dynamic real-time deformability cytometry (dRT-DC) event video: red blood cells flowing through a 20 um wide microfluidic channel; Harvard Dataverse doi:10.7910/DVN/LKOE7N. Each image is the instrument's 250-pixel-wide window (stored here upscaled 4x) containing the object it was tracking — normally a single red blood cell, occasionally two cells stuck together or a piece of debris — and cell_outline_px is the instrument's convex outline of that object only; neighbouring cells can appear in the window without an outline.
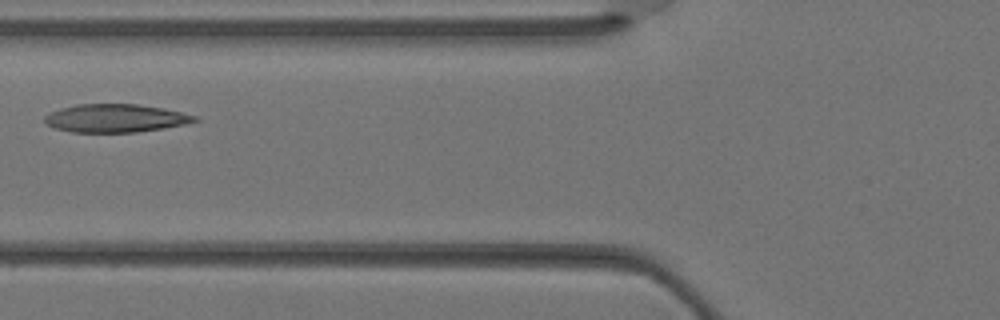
{"species": "Egyptian fruit bat (a non-hibernating species)", "species_latin": "Rousettus aegyptiacus", "temperature_condition": "warm", "stored_images_in_passage": 6, "camera_frame_rate_fps": 3000, "um_per_image_px": 0.085, "animal": {"sex": "female"}, "frame": {"image": 1, "passage_image": 6, "time_ms": 1.667, "image_size_px": [1000, 320], "cell_outline_px": [[200, 120], [184, 124], [136, 132], [72, 132], [56, 128], [48, 124], [44, 120], [44, 116], [60, 108], [76, 104], [136, 104], [164, 108], [196, 116]], "centroid_in_image_um": [9.8, 10.04], "position_along_channel_um": 116.0, "area_um2": 24.33}}